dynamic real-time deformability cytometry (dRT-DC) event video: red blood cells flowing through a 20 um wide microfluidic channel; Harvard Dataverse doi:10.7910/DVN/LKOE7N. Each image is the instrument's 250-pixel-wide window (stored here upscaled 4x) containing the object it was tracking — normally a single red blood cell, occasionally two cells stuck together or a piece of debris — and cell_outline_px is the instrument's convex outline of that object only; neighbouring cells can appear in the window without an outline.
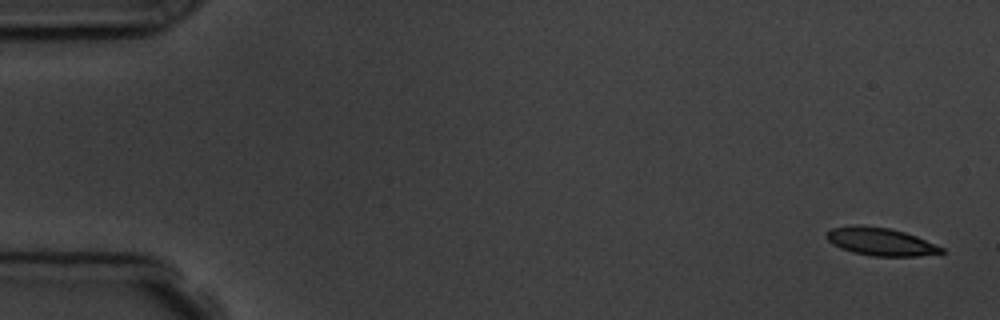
{"species": "common noctule bat (a hibernating species)", "species_latin": "Nyctalus noctula", "temperature_condition": "room temperature", "stored_images_in_passage": 5, "camera_frame_rate_fps": 3000, "um_per_image_px": 0.085, "animal": {"sex": "male", "body_mass_g": 19.5, "forearm_length_mm": 54.6}, "frame": {"image": 1, "passage_image": 1, "time_ms": 0.0, "image_size_px": [1000, 320], "cell_outline_px": [[944, 252], [920, 256], [872, 256], [852, 252], [840, 248], [832, 244], [824, 236], [832, 228], [856, 224], [860, 224], [888, 228], [904, 232], [916, 236], [944, 248]], "centroid_in_image_um": [74.81, 20.53], "position_along_channel_um": 10.2, "area_um2": 18.67}}